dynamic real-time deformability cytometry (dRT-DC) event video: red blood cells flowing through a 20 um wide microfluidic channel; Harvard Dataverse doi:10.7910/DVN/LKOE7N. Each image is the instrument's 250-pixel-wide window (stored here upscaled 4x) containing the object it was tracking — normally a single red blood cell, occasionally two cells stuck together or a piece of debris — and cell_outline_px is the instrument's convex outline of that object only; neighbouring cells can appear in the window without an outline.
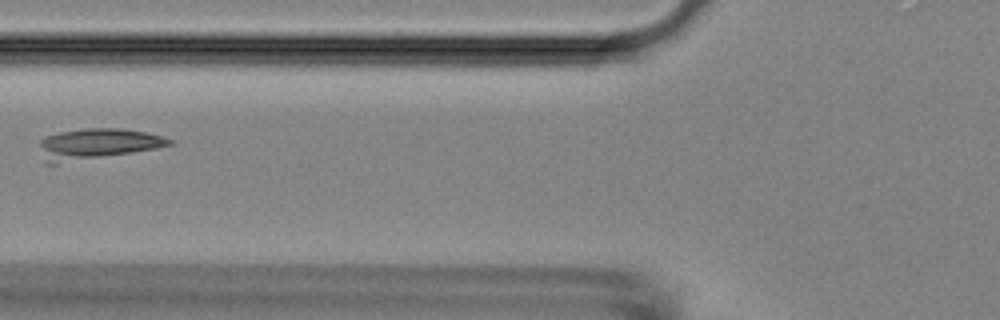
{"species": "Egyptian fruit bat (a non-hibernating species)", "species_latin": "Rousettus aegyptiacus", "temperature_condition": "room temperature", "stored_images_in_passage": 6, "camera_frame_rate_fps": 3000, "um_per_image_px": 0.085, "animal": {"sex": "female"}, "frame": {"image": 1, "passage_image": 5, "time_ms": 5.667, "image_size_px": [1000, 320], "cell_outline_px": [[172, 144], [156, 148], [132, 152], [56, 164], [44, 164], [40, 144], [40, 140], [48, 136], [60, 132], [84, 128], [120, 128], [144, 132], [160, 136], [172, 140]], "centroid_in_image_um": [8.2, 12.24], "position_along_channel_um": 117.6, "area_um2": 22.89}}